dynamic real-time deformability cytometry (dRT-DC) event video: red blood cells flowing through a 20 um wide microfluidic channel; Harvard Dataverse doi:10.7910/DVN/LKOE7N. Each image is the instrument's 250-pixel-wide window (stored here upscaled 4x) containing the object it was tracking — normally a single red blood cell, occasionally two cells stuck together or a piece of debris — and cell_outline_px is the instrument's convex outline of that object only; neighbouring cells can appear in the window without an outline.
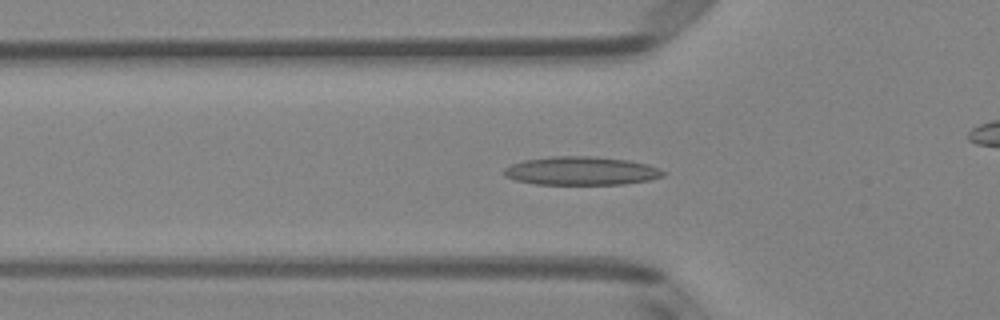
{"species": "Egyptian fruit bat (a non-hibernating species)", "species_latin": "Rousettus aegyptiacus", "temperature_condition": "room temperature", "stored_images_in_passage": 50, "camera_frame_rate_fps": 3000, "um_per_image_px": 0.085, "animal": {"sex": "female"}, "frame": {"image": 1, "passage_image": 16, "time_ms": 5.0, "image_size_px": [1000, 320], "cell_outline_px": [[668, 172], [664, 176], [648, 180], [624, 184], [536, 184], [516, 180], [504, 176], [504, 168], [512, 164], [524, 160], [552, 156], [592, 156], [628, 160], [648, 164], [660, 168]], "centroid_in_image_um": [49.44, 14.52], "position_along_channel_um": 76.4, "area_um2": 26.47}}
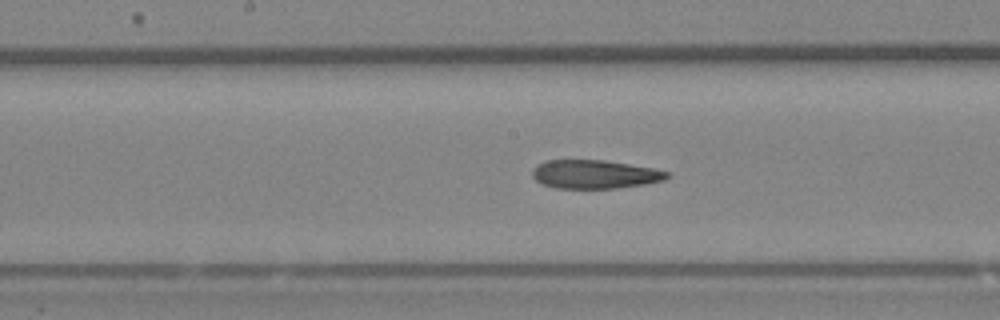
{"frame": {"image": 2, "passage_image": 25, "time_ms": 8.0, "image_size_px": [1000, 320], "cell_outline_px": [[672, 176], [664, 180], [644, 184], [616, 188], [556, 188], [544, 184], [536, 180], [532, 176], [532, 168], [536, 164], [544, 160], [604, 160], [652, 168], [668, 172]], "centroid_in_image_um": [50.53, 14.8], "position_along_channel_um": 197.7, "area_um2": 22.43}}
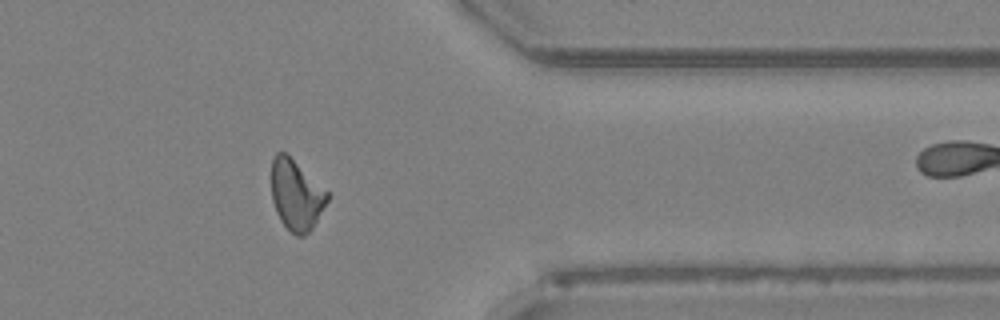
{"frame": {"image": 3, "passage_image": 40, "time_ms": 13.0, "image_size_px": [1000, 320], "cell_outline_px": [[328, 200], [312, 228], [304, 236], [296, 236], [280, 220], [276, 212], [272, 200], [272, 156], [276, 152], [284, 152], [328, 192]], "centroid_in_image_um": [25.15, 16.58], "position_along_channel_um": 386.2, "area_um2": 22.43}, "authors_computed_cell_mechanics": {"area_um2": 23.5824, "velocity_mm_per_s": 4.0451, "shape_relaxation_time_tau1_ms": null, "shape_relaxation_time_tau2_ms": 5.8925, "deformation_change_tau1": null, "deformation_change_tau2": 0.1431}}